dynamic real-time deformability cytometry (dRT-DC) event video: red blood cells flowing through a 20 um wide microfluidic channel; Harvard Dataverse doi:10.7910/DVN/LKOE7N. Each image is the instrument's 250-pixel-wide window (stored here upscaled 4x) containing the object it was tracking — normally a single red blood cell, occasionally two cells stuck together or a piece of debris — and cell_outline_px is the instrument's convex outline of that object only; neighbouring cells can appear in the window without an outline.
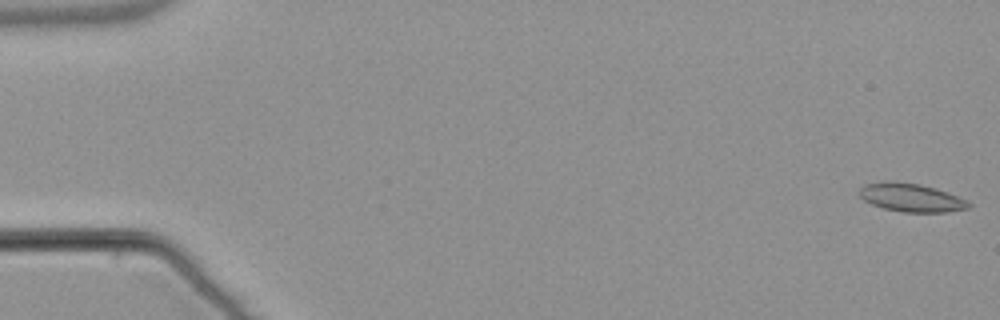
{"species": "common noctule bat (a hibernating species)", "species_latin": "Nyctalus noctula", "temperature_condition": "warm", "stored_images_in_passage": 54, "camera_frame_rate_fps": 3000, "um_per_image_px": 0.085, "animal": {"sex": "male", "body_mass_g": 21.5, "forearm_length_mm": 52.0}, "frame": {"image": 1, "passage_image": 1, "time_ms": 0.0, "image_size_px": [1000, 320], "cell_outline_px": [[972, 204], [968, 208], [944, 212], [904, 212], [884, 208], [872, 204], [864, 200], [860, 196], [860, 188], [864, 184], [880, 180], [888, 180], [920, 184], [936, 188], [948, 192], [968, 200]], "centroid_in_image_um": [77.44, 16.77], "position_along_channel_um": 7.6, "area_um2": 18.21}}
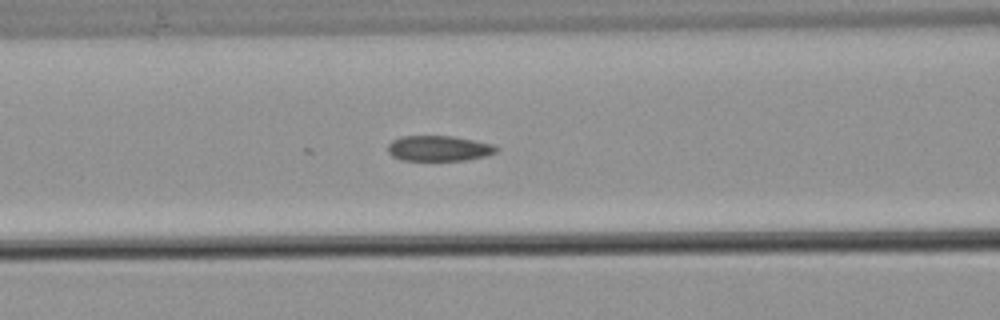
{"frame": {"image": 2, "passage_image": 23, "time_ms": 7.333, "image_size_px": [1000, 320], "cell_outline_px": [[500, 148], [496, 152], [484, 156], [464, 160], [400, 160], [392, 156], [388, 152], [388, 144], [392, 140], [400, 136], [452, 136], [492, 144]], "centroid_in_image_um": [37.26, 12.61], "position_along_channel_um": 129.3, "area_um2": 16.01}}
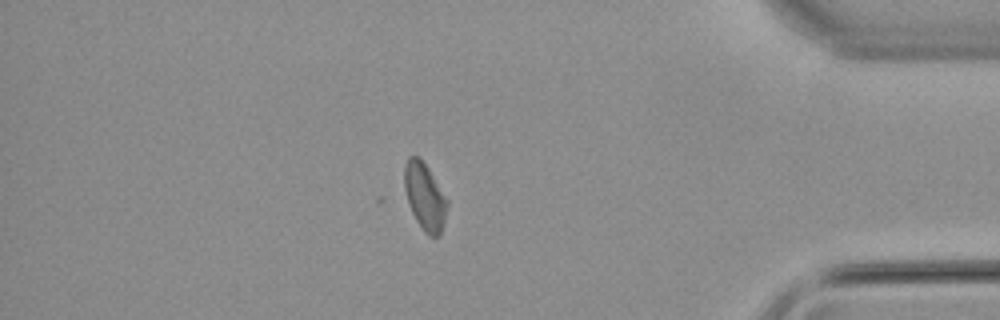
{"frame": {"image": 3, "passage_image": 47, "time_ms": 15.333, "image_size_px": [1000, 320], "cell_outline_px": [[448, 204], [440, 236], [428, 236], [424, 232], [416, 220], [408, 204], [404, 188], [404, 164], [408, 156], [416, 156], [428, 168], [448, 200]], "centroid_in_image_um": [36.09, 16.72], "position_along_channel_um": 399.1, "area_um2": 16.65}, "authors_computed_cell_mechanics": {"area_um2": 17.1088, "velocity_mm_per_s": 3.814, "shape_relaxation_time_tau1_ms": null, "shape_relaxation_time_tau2_ms": 3.4117, "deformation_change_tau1": null, "deformation_change_tau2": 0.08}}